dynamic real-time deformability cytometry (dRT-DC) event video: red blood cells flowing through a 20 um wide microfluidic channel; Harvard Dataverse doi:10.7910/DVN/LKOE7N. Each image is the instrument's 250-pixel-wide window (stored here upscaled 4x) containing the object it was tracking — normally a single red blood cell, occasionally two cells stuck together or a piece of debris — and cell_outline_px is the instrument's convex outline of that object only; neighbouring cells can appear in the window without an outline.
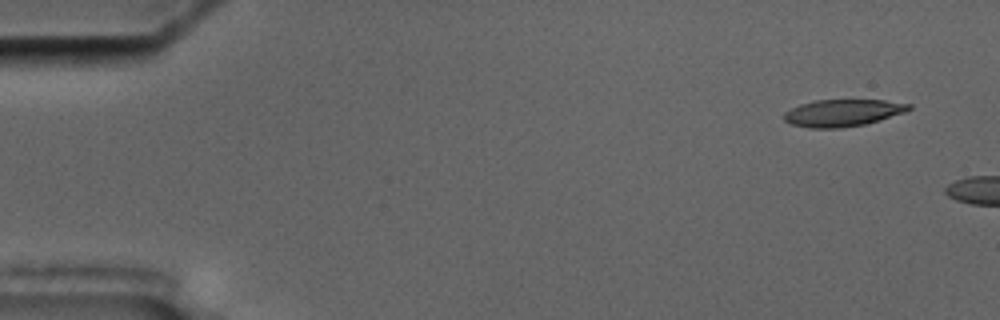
{"species": "common noctule bat (a hibernating species)", "species_latin": "Nyctalus noctula", "temperature_condition": "cold", "stored_images_in_passage": 3, "camera_frame_rate_fps": 3000, "um_per_image_px": 0.085, "animal": {"sex": "male", "body_mass_g": 17.5, "forearm_length_mm": 52.3}, "frame": {"image": 1, "passage_image": 1, "time_ms": 0.0, "image_size_px": [1000, 320], "cell_outline_px": [[912, 108], [904, 112], [864, 124], [840, 128], [808, 128], [792, 124], [784, 120], [784, 112], [800, 104], [816, 100], [884, 100], [912, 104]], "centroid_in_image_um": [71.61, 9.59], "position_along_channel_um": 13.4, "area_um2": 19.48}}